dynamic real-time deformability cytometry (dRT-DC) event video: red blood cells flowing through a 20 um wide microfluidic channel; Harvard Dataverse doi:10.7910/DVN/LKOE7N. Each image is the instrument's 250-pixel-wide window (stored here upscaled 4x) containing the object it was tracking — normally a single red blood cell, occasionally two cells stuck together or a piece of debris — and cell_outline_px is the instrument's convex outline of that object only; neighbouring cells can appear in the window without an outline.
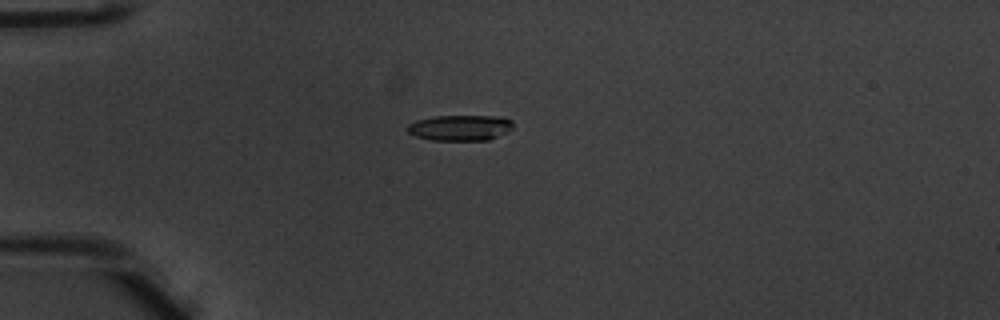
{"species": "common noctule bat (a hibernating species)", "species_latin": "Nyctalus noctula", "temperature_condition": "warm", "stored_images_in_passage": 6, "camera_frame_rate_fps": 3000, "um_per_image_px": 0.085, "animal": {"sex": "male", "body_mass_g": 20.1, "forearm_length_mm": 53.5}, "frame": {"image": 1, "passage_image": 4, "time_ms": 1.0, "image_size_px": [1000, 320], "cell_outline_px": [[512, 128], [508, 132], [488, 140], [432, 140], [416, 136], [408, 132], [404, 128], [408, 124], [416, 120], [436, 116], [496, 116], [512, 120]], "centroid_in_image_um": [39.09, 10.86], "position_along_channel_um": 45.9, "area_um2": 15.84}}